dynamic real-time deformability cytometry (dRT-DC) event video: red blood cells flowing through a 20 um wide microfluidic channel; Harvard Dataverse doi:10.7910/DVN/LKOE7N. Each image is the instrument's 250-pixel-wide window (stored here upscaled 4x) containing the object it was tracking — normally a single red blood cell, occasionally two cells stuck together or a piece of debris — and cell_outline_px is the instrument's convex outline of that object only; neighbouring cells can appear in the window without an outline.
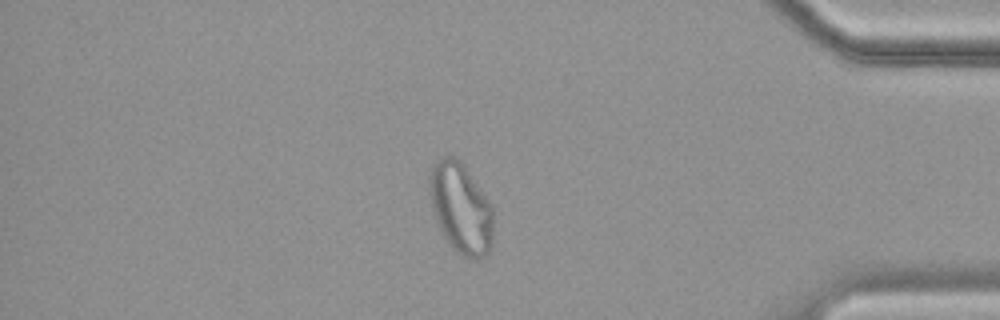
{"species": "common noctule bat (a hibernating species)", "species_latin": "Nyctalus noctula", "temperature_condition": "cold", "stored_images_in_passage": 58, "camera_frame_rate_fps": 3000, "um_per_image_px": 0.085, "animal": {"sex": "female", "body_mass_g": 19.9}, "frame": {"image": 1, "passage_image": 50, "time_ms": 16.333, "image_size_px": [1000, 320], "cell_outline_px": [[492, 244], [488, 252], [484, 256], [472, 260], [456, 252], [452, 248], [444, 236], [436, 220], [432, 208], [428, 192], [428, 176], [432, 164], [444, 156], [456, 156], [464, 164], [488, 200], [492, 208]], "centroid_in_image_um": [39.14, 17.67], "position_along_channel_um": 396.1, "area_um2": 33.81}}